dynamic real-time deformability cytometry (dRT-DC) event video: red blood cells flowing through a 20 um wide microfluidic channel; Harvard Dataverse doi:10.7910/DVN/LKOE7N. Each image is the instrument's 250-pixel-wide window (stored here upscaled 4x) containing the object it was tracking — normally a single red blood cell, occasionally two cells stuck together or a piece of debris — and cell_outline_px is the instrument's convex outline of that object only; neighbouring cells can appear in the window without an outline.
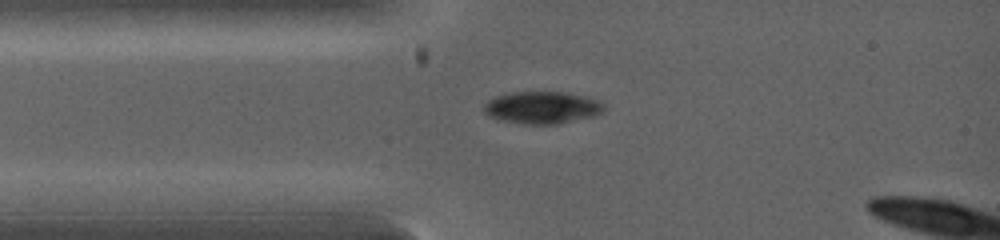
{"species": "common noctule bat (a hibernating species)", "species_latin": "Nyctalus noctula", "temperature_condition": "warm", "stored_images_in_passage": 5, "camera_frame_rate_fps": 5000, "um_per_image_px": 0.085, "animal": {"sex": "female", "body_mass_g": 19.0, "forearm_length_mm": 53.3}, "frame": {"image": 1, "passage_image": 4, "time_ms": 1.2, "image_size_px": [1000, 240], "cell_outline_px": [[604, 112], [596, 116], [556, 124], [524, 124], [504, 120], [492, 116], [484, 112], [484, 104], [492, 96], [508, 92], [564, 92], [588, 96], [604, 104]], "centroid_in_image_um": [46.11, 9.13], "position_along_channel_um": 38.9, "area_um2": 22.66}}